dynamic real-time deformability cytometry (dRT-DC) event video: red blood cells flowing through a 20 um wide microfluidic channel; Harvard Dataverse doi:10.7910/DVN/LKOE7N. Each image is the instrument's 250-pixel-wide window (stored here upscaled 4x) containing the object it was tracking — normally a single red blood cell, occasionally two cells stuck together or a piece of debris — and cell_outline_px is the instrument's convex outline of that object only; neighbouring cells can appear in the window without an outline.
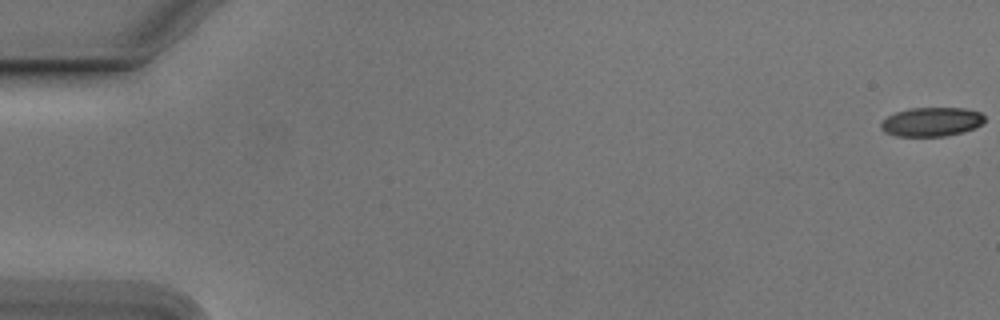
{"species": "Egyptian fruit bat (a non-hibernating species)", "species_latin": "Rousettus aegyptiacus", "temperature_condition": "cold", "stored_images_in_passage": 55, "camera_frame_rate_fps": 3000, "um_per_image_px": 0.085, "animal": {"sex": "male"}, "frame": {"image": 1, "passage_image": 1, "time_ms": 0.0, "image_size_px": [1000, 320], "cell_outline_px": [[984, 120], [980, 124], [972, 128], [960, 132], [944, 136], [900, 136], [884, 132], [880, 128], [880, 124], [888, 116], [896, 112], [908, 108], [964, 108], [980, 112], [984, 116]], "centroid_in_image_um": [79.14, 10.34], "position_along_channel_um": 5.9, "area_um2": 17.28}}
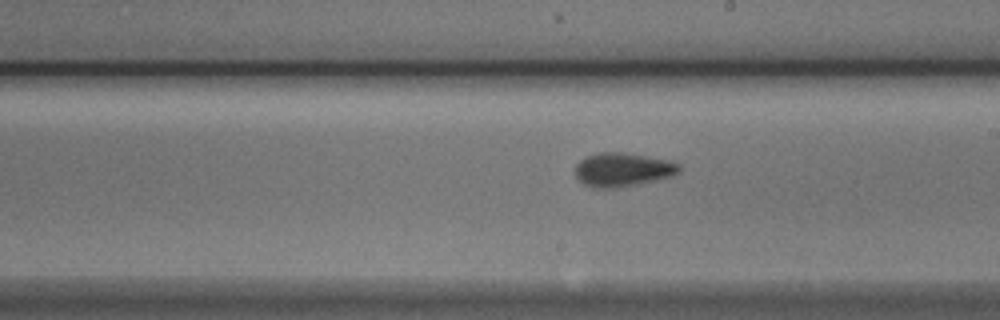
{"frame": {"image": 2, "passage_image": 32, "time_ms": 10.333, "image_size_px": [1000, 320], "cell_outline_px": [[680, 172], [672, 176], [656, 180], [616, 188], [592, 188], [584, 184], [576, 176], [576, 164], [580, 160], [588, 156], [600, 152], [624, 152], [664, 160], [680, 164]], "centroid_in_image_um": [52.91, 14.43], "position_along_channel_um": 236.1, "area_um2": 20.23}}
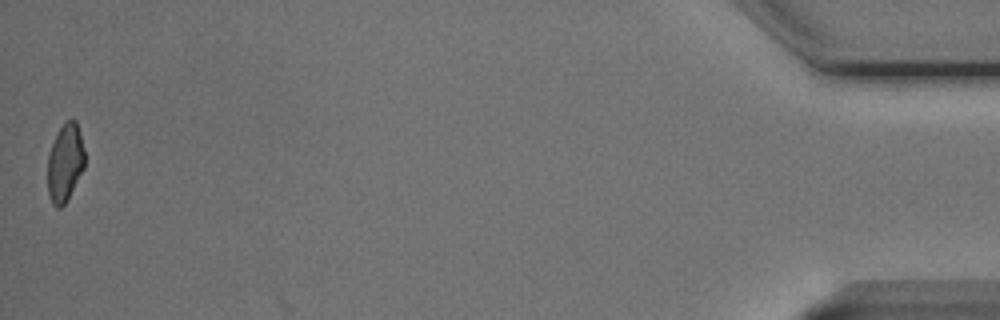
{"frame": {"image": 3, "passage_image": 55, "time_ms": 18.0, "image_size_px": [1000, 320], "cell_outline_px": [[84, 168], [64, 204], [60, 208], [56, 208], [52, 204], [48, 192], [48, 156], [52, 144], [60, 128], [68, 120], [76, 120], [80, 132], [84, 152]], "centroid_in_image_um": [5.53, 13.84], "position_along_channel_um": 429.7, "area_um2": 16.47}, "authors_computed_cell_mechanics": {"area_um2": 18.785, "velocity_mm_per_s": 3.7773, "shape_relaxation_time_tau1_ms": 5.1572, "shape_relaxation_time_tau2_ms": 3.9893, "deformation_change_tau1": 0.1218, "deformation_change_tau2": 0.0799}}